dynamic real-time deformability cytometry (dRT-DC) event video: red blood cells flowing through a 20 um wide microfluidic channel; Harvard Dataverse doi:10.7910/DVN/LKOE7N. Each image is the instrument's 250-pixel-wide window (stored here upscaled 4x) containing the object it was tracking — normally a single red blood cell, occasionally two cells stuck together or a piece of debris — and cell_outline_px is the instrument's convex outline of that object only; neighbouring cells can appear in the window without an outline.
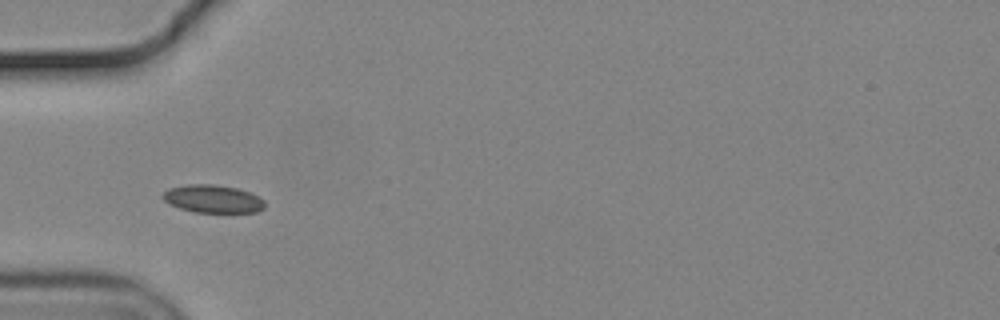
{"species": "common noctule bat (a hibernating species)", "species_latin": "Nyctalus noctula", "temperature_condition": "cold", "stored_images_in_passage": 13, "camera_frame_rate_fps": 3000, "um_per_image_px": 0.085, "animal": {"sex": "male", "body_mass_g": 19.2, "forearm_length_mm": 51.8}, "frame": {"image": 1, "passage_image": 6, "time_ms": 1.667, "image_size_px": [1000, 320], "cell_outline_px": [[264, 208], [256, 212], [196, 212], [180, 208], [164, 200], [160, 196], [168, 188], [188, 184], [216, 184], [236, 188], [248, 192], [264, 200]], "centroid_in_image_um": [18.07, 16.89], "position_along_channel_um": 66.9, "area_um2": 16.42}}
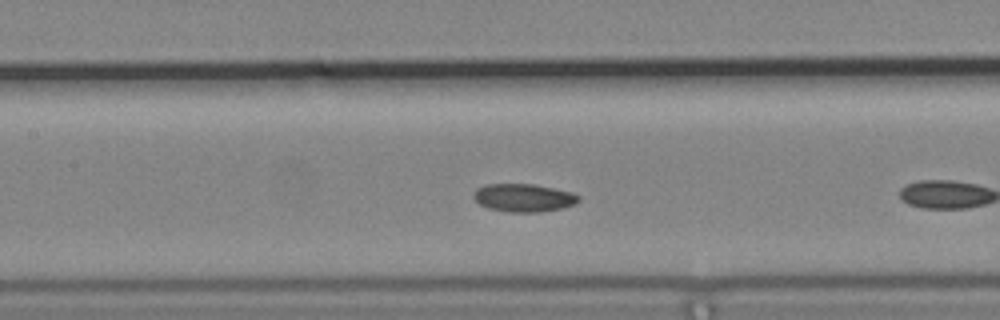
{"frame": {"image": 2, "passage_image": 11, "time_ms": 3.333, "image_size_px": [1000, 320], "cell_outline_px": [[580, 200], [576, 204], [560, 208], [540, 212], [508, 212], [488, 208], [480, 204], [472, 196], [476, 188], [488, 184], [536, 184], [572, 192], [580, 196]], "centroid_in_image_um": [44.52, 16.8], "position_along_channel_um": 162.9, "area_um2": 17.22}}